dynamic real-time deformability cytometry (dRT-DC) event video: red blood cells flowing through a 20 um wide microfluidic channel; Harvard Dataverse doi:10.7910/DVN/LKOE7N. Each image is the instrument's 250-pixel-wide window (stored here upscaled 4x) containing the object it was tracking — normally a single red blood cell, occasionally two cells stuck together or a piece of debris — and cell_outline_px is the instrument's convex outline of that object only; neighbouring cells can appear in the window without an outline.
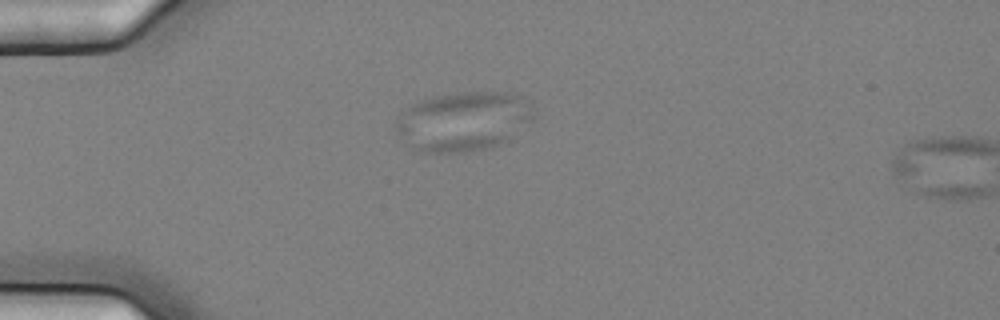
{"species": "common noctule bat (a hibernating species)", "species_latin": "Nyctalus noctula", "temperature_condition": "cold", "stored_images_in_passage": 7, "camera_frame_rate_fps": 3000, "um_per_image_px": 0.085, "animal": {"sex": "female", "body_mass_g": 25.1}, "frame": {"image": 1, "passage_image": 4, "time_ms": 1.0, "image_size_px": [1000, 320], "cell_outline_px": [[536, 116], [532, 120], [508, 140], [492, 148], [464, 152], [416, 152], [392, 128], [396, 116], [400, 112], [412, 104], [420, 100], [432, 96], [448, 92], [504, 92], [516, 96], [528, 104], [532, 108]], "centroid_in_image_um": [39.3, 10.32], "position_along_channel_um": 45.7, "area_um2": 48.15}}
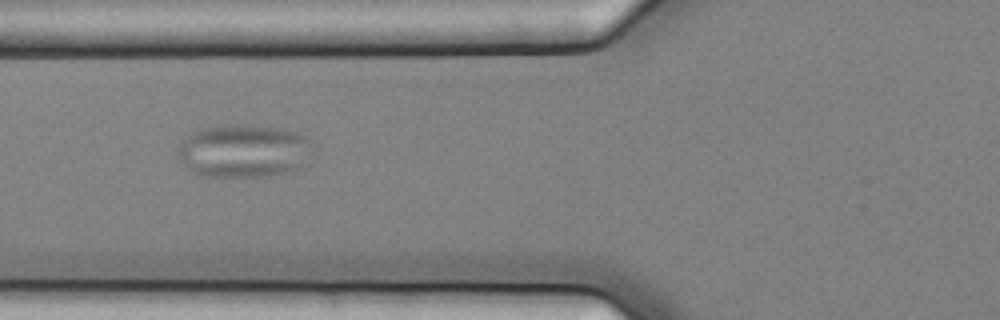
{"frame": {"image": 2, "passage_image": 6, "time_ms": 1.667, "image_size_px": [1000, 320], "cell_outline_px": [[312, 140], [296, 168], [284, 172], [260, 176], [208, 176], [192, 172], [184, 168], [176, 156], [176, 148], [192, 132], [204, 128], [224, 124], [276, 128], [296, 132], [308, 136]], "centroid_in_image_um": [20.56, 12.82], "position_along_channel_um": 105.2, "area_um2": 40.75}}